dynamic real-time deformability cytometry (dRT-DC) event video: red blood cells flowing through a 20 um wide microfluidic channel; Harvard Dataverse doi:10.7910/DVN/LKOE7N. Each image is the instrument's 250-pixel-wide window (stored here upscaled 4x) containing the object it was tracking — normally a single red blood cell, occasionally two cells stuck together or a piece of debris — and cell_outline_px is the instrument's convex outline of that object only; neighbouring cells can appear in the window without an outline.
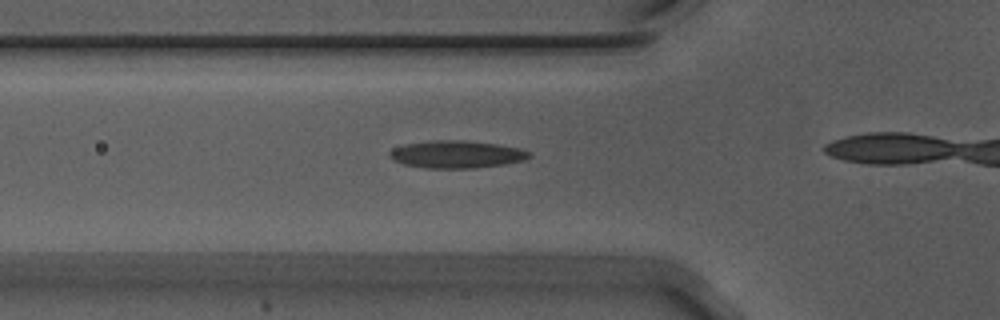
{"species": "Egyptian fruit bat (a non-hibernating species)", "species_latin": "Rousettus aegyptiacus", "temperature_condition": "warm", "stored_images_in_passage": 10, "camera_frame_rate_fps": 3000, "um_per_image_px": 0.085, "animal": {"sex": "male"}, "frame": {"image": 1, "passage_image": 5, "time_ms": 1.333, "image_size_px": [1000, 320], "cell_outline_px": [[532, 156], [524, 160], [504, 164], [476, 168], [424, 168], [404, 164], [392, 160], [388, 156], [388, 152], [392, 148], [404, 144], [432, 140], [464, 140], [496, 144], [520, 148], [532, 152]], "centroid_in_image_um": [38.79, 13.12], "position_along_channel_um": 87.0, "area_um2": 22.6}}
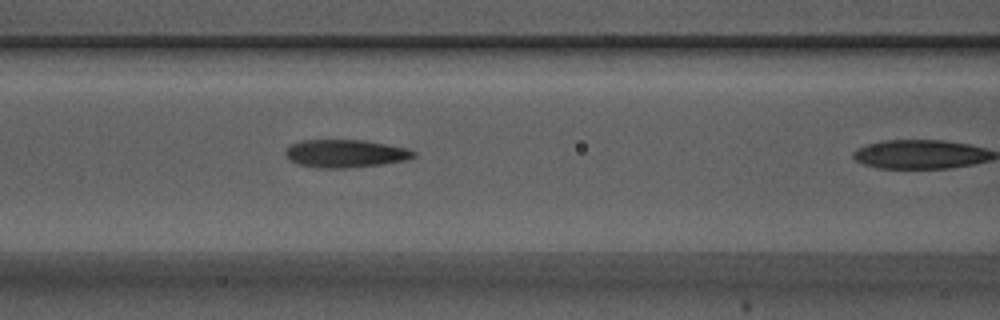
{"frame": {"image": 2, "passage_image": 9, "time_ms": 2.667, "image_size_px": [1000, 320], "cell_outline_px": [[416, 156], [404, 160], [384, 164], [344, 168], [316, 168], [296, 164], [284, 152], [288, 144], [300, 140], [364, 140], [408, 148], [416, 152]], "centroid_in_image_um": [29.33, 13.04], "position_along_channel_um": 137.3, "area_um2": 20.98}}